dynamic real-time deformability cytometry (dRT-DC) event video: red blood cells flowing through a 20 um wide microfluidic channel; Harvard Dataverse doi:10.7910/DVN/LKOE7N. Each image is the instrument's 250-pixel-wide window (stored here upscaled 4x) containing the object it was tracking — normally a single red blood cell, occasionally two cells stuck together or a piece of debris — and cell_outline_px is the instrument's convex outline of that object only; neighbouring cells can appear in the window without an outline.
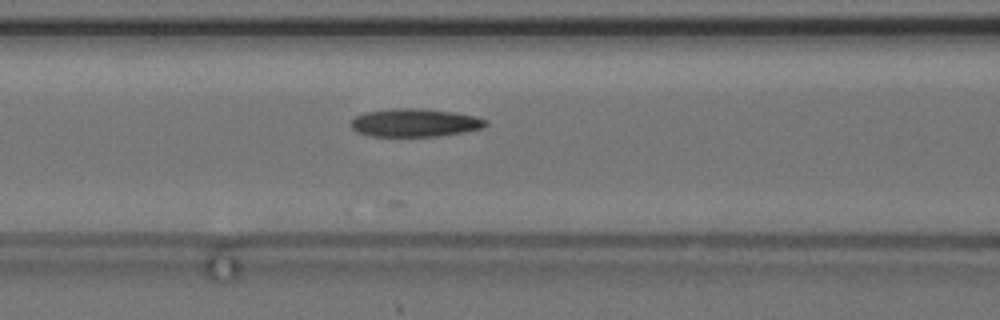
{"species": "common noctule bat (a hibernating species)", "species_latin": "Nyctalus noctula", "temperature_condition": "cold", "stored_images_in_passage": 15, "camera_frame_rate_fps": 3000, "um_per_image_px": 0.085, "animal": {"sex": "female", "body_mass_g": 24.6, "forearm_length_mm": 56.2}, "frame": {"image": 1, "passage_image": 6, "time_ms": 1.667, "image_size_px": [1000, 320], "cell_outline_px": [[488, 124], [484, 128], [464, 132], [440, 136], [372, 136], [356, 132], [352, 128], [352, 120], [356, 116], [364, 112], [392, 108], [420, 108], [452, 112], [476, 116], [488, 120]], "centroid_in_image_um": [35.29, 10.43], "position_along_channel_um": 131.3, "area_um2": 22.2}}